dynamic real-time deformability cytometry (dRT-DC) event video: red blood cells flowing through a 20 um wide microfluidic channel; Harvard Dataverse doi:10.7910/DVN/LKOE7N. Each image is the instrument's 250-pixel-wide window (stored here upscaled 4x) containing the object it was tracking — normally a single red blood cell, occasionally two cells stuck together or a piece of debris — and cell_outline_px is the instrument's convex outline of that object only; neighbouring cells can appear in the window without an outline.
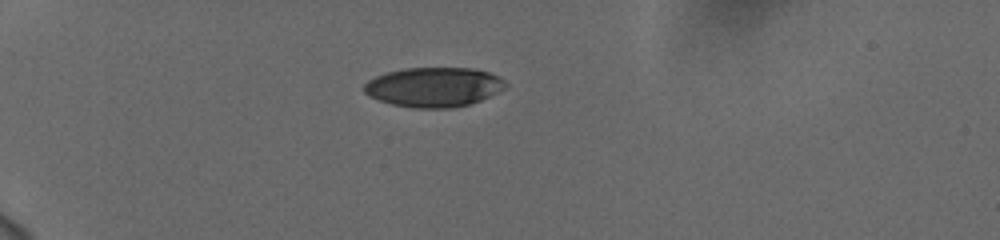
{"species": "human", "species_latin": "Homo sapiens", "temperature_condition": "cold", "stored_images_in_passage": 41, "camera_frame_rate_fps": 3000, "um_per_image_px": 0.085, "donor": {"sex": "female"}, "frame": {"image": 1, "passage_image": 1, "time_ms": 0.0, "image_size_px": [1000, 240], "cell_outline_px": [[508, 84], [500, 92], [480, 100], [468, 104], [452, 108], [412, 108], [392, 104], [368, 96], [364, 92], [364, 84], [368, 80], [376, 76], [388, 72], [404, 68], [472, 68], [488, 72], [504, 80]], "centroid_in_image_um": [36.87, 7.4], "position_along_channel_um": 48.1, "area_um2": 32.6}}
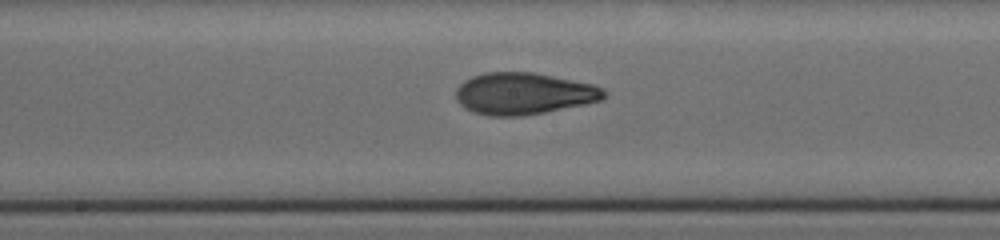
{"frame": {"image": 2, "passage_image": 17, "time_ms": 5.333, "image_size_px": [1000, 240], "cell_outline_px": [[608, 92], [600, 100], [584, 104], [544, 112], [520, 116], [488, 116], [476, 112], [460, 104], [456, 100], [456, 88], [464, 80], [472, 76], [484, 72], [532, 72], [592, 84], [604, 88]], "centroid_in_image_um": [44.5, 7.94], "position_along_channel_um": 203.7, "area_um2": 35.84}}
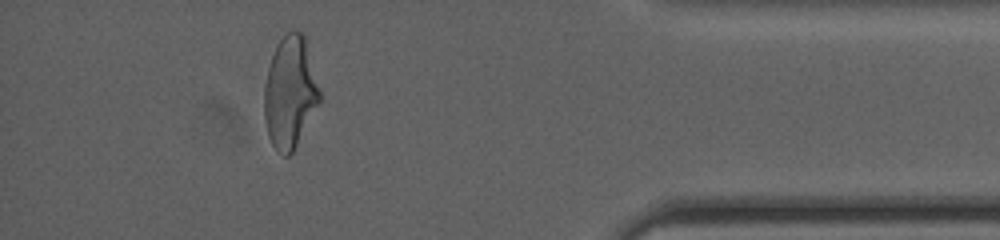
{"frame": {"image": 3, "passage_image": 36, "time_ms": 11.667, "image_size_px": [1000, 240], "cell_outline_px": [[320, 100], [292, 152], [288, 156], [284, 156], [272, 144], [268, 136], [264, 120], [264, 84], [268, 68], [272, 56], [280, 40], [292, 28], [304, 32], [320, 92]], "centroid_in_image_um": [24.64, 7.81], "position_along_channel_um": 410.6, "area_um2": 35.72}, "authors_computed_cell_mechanics": {"area_um2": 35.7204, "velocity_mm_per_s": 3.7552, "shape_relaxation_time_tau1_ms": 5.8015, "shape_relaxation_time_tau2_ms": 1.6818, "deformation_change_tau1": 0.2019, "deformation_change_tau2": 0.0837}}